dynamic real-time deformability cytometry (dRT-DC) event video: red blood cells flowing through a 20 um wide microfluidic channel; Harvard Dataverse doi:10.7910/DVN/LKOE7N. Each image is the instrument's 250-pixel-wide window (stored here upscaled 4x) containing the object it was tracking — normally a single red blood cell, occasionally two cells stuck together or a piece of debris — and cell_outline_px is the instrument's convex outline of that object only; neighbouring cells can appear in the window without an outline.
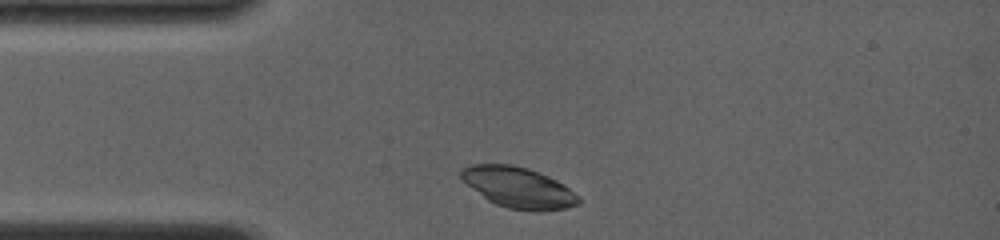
{"species": "common noctule bat (a hibernating species)", "species_latin": "Nyctalus noctula", "temperature_condition": "room temperature", "stored_images_in_passage": 16, "camera_frame_rate_fps": 4000, "um_per_image_px": 0.085, "animal": {"sex": "female", "body_mass_g": 19.0, "forearm_length_mm": 56.7}, "frame": {"image": 1, "passage_image": 1, "time_ms": 0.0, "image_size_px": [1000, 240], "cell_outline_px": [[580, 204], [568, 208], [536, 212], [532, 212], [508, 208], [496, 204], [488, 200], [460, 180], [460, 168], [468, 164], [512, 164], [528, 168], [548, 176], [564, 184], [580, 196]], "centroid_in_image_um": [44.06, 15.94], "position_along_channel_um": 40.9, "area_um2": 28.38}}
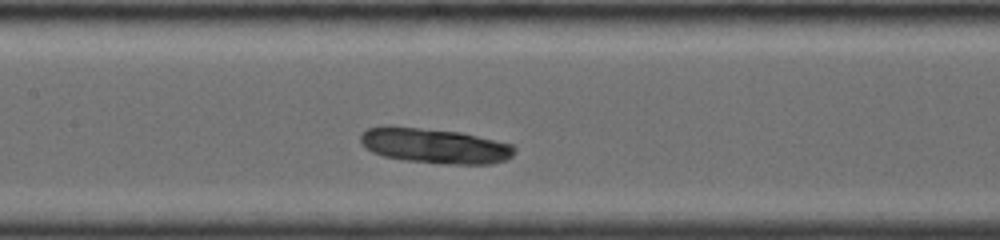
{"frame": {"image": 2, "passage_image": 7, "time_ms": 3.75, "image_size_px": [1000, 240], "cell_outline_px": [[516, 152], [512, 156], [504, 160], [492, 164], [452, 164], [404, 160], [384, 156], [372, 152], [364, 148], [360, 144], [360, 136], [368, 128], [384, 124], [388, 124], [460, 132], [512, 144], [516, 148]], "centroid_in_image_um": [36.9, 12.37], "position_along_channel_um": 170.5, "area_um2": 31.85}}
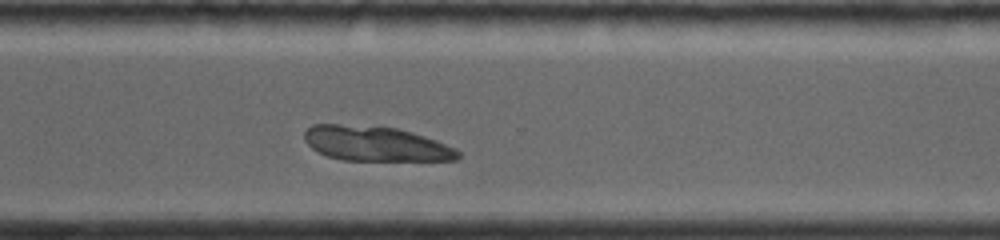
{"frame": {"image": 3, "passage_image": 16, "time_ms": 8.0, "image_size_px": [1000, 240], "cell_outline_px": [[460, 156], [456, 160], [340, 160], [316, 152], [304, 140], [304, 132], [312, 124], [340, 124], [400, 128], [436, 140], [456, 148], [460, 152]], "centroid_in_image_um": [31.92, 12.21], "position_along_channel_um": 338.7, "area_um2": 31.27}}